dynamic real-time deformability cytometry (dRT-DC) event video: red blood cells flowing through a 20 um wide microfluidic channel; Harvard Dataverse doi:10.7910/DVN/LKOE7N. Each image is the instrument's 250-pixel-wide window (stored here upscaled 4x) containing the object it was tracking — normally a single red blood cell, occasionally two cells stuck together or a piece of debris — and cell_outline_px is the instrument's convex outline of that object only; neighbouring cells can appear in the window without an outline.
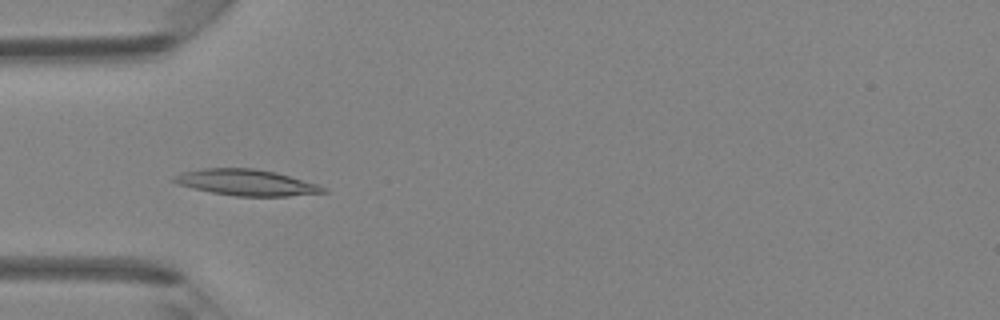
{"species": "Egyptian fruit bat (a non-hibernating species)", "species_latin": "Rousettus aegyptiacus", "temperature_condition": "room temperature", "stored_images_in_passage": 42, "camera_frame_rate_fps": 3000, "um_per_image_px": 0.085, "animal": {"sex": "female"}, "frame": {"image": 1, "passage_image": 13, "time_ms": 4.0, "image_size_px": [1000, 320], "cell_outline_px": [[328, 192], [288, 196], [236, 196], [212, 192], [192, 188], [180, 184], [172, 180], [172, 176], [180, 172], [204, 168], [256, 168], [276, 172], [316, 184], [328, 188]], "centroid_in_image_um": [20.93, 15.5], "position_along_channel_um": 64.1, "area_um2": 22.66}}
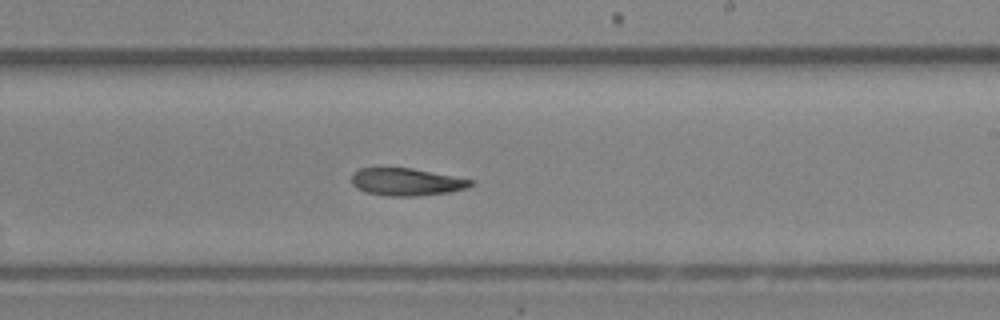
{"frame": {"image": 2, "passage_image": 25, "time_ms": 8.0, "image_size_px": [1000, 320], "cell_outline_px": [[476, 180], [472, 184], [464, 188], [448, 192], [412, 196], [388, 196], [364, 192], [356, 188], [352, 184], [352, 172], [360, 168], [412, 168]], "centroid_in_image_um": [34.51, 15.45], "position_along_channel_um": 254.5, "area_um2": 19.02}}
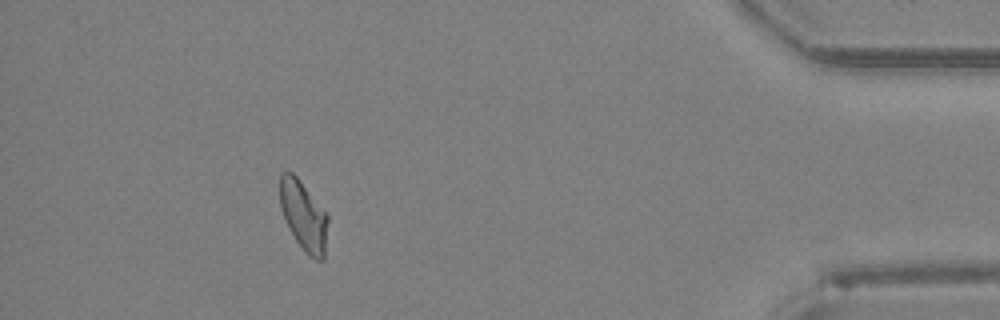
{"frame": {"image": 3, "passage_image": 38, "time_ms": 12.333, "image_size_px": [1000, 320], "cell_outline_px": [[328, 220], [324, 260], [316, 260], [308, 256], [296, 240], [280, 208], [280, 172], [292, 172], [296, 176], [328, 212]], "centroid_in_image_um": [25.83, 18.33], "position_along_channel_um": 409.4, "area_um2": 19.48}}